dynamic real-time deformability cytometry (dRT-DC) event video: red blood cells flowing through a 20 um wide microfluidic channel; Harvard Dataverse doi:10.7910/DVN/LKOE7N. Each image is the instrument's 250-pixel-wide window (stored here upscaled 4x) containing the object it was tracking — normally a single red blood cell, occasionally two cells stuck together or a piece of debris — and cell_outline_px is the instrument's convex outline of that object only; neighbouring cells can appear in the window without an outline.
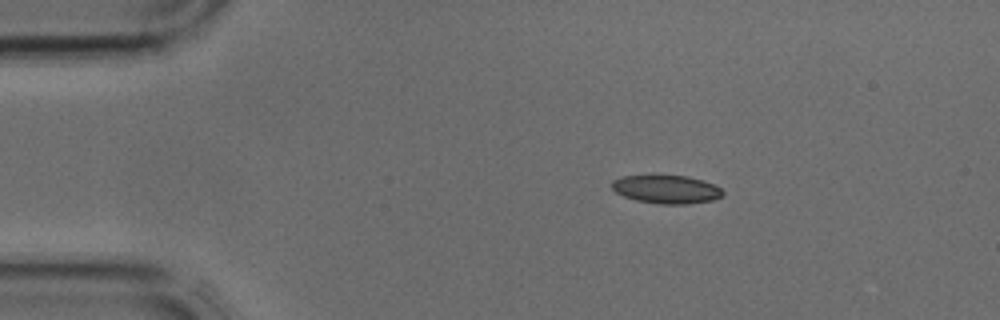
{"species": "common noctule bat (a hibernating species)", "species_latin": "Nyctalus noctula", "temperature_condition": "cold", "stored_images_in_passage": 35, "camera_frame_rate_fps": 3000, "um_per_image_px": 0.085, "animal": {"sex": "male", "body_mass_g": 17.9, "forearm_length_mm": 54.2}, "frame": {"image": 1, "passage_image": 1, "time_ms": 0.0, "image_size_px": [1000, 320], "cell_outline_px": [[724, 192], [720, 196], [712, 200], [684, 204], [660, 204], [636, 200], [624, 196], [616, 192], [612, 188], [612, 180], [620, 176], [688, 176], [704, 180], [720, 188]], "centroid_in_image_um": [56.63, 16.09], "position_along_channel_um": 28.4, "area_um2": 18.09}}
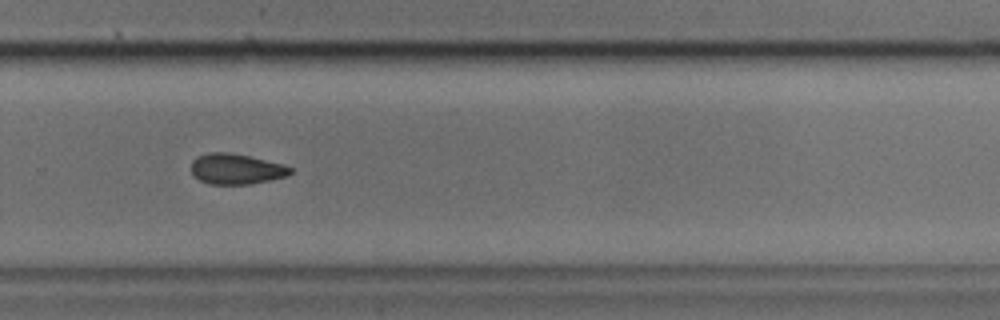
{"frame": {"image": 2, "passage_image": 22, "time_ms": 7.0, "image_size_px": [1000, 320], "cell_outline_px": [[292, 172], [288, 176], [248, 184], [208, 184], [200, 180], [192, 172], [192, 160], [196, 156], [208, 152], [228, 152], [248, 156], [284, 164], [292, 168]], "centroid_in_image_um": [20.07, 14.35], "position_along_channel_um": 309.7, "area_um2": 17.57}}
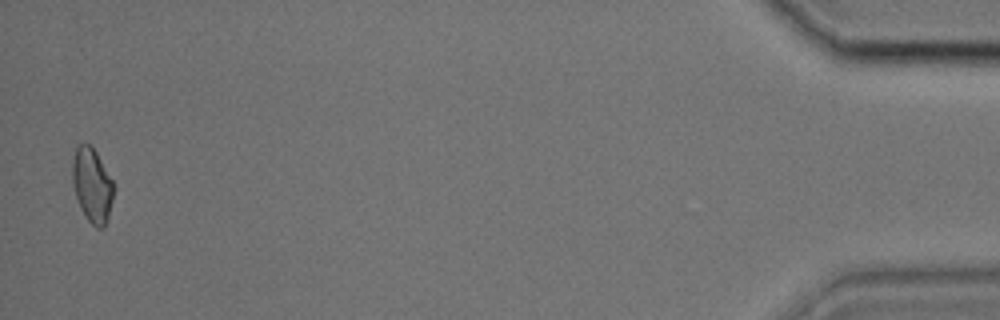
{"frame": {"image": 3, "passage_image": 35, "time_ms": 11.333, "image_size_px": [1000, 320], "cell_outline_px": [[112, 200], [108, 216], [104, 228], [96, 228], [84, 216], [80, 208], [72, 184], [72, 164], [76, 148], [80, 144], [88, 144], [96, 152], [112, 180]], "centroid_in_image_um": [7.8, 15.77], "position_along_channel_um": 427.4, "area_um2": 17.51}}